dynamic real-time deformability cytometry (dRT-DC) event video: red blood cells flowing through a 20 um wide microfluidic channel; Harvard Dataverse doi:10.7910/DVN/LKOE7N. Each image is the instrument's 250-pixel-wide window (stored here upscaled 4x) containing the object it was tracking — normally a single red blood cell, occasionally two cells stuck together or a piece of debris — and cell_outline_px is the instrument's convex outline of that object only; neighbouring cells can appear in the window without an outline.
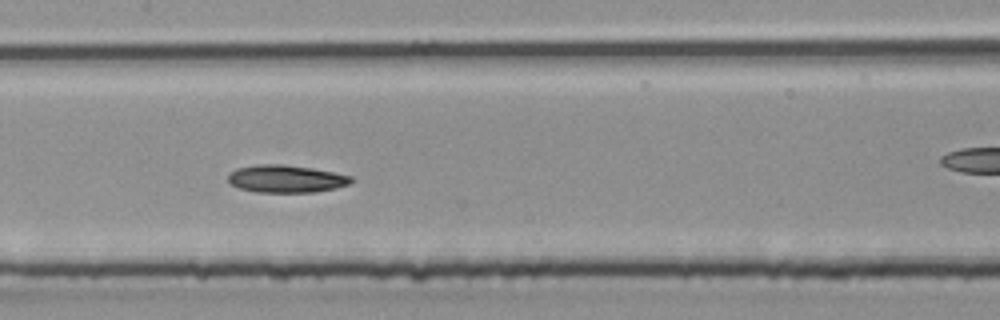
{"species": "common noctule bat (a hibernating species)", "species_latin": "Nyctalus noctula", "temperature_condition": "room temperature", "stored_images_in_passage": 28, "camera_frame_rate_fps": 3000, "um_per_image_px": 0.085, "animal": {"sex": "male", "body_mass_g": 20.4}, "frame": {"image": 1, "passage_image": 9, "time_ms": 2.667, "image_size_px": [1000, 320], "cell_outline_px": [[352, 180], [348, 184], [336, 188], [316, 192], [256, 192], [240, 188], [232, 184], [228, 180], [228, 176], [236, 168], [260, 164], [284, 164], [312, 168], [352, 176]], "centroid_in_image_um": [24.32, 15.2], "position_along_channel_um": 183.1, "area_um2": 19.59}}